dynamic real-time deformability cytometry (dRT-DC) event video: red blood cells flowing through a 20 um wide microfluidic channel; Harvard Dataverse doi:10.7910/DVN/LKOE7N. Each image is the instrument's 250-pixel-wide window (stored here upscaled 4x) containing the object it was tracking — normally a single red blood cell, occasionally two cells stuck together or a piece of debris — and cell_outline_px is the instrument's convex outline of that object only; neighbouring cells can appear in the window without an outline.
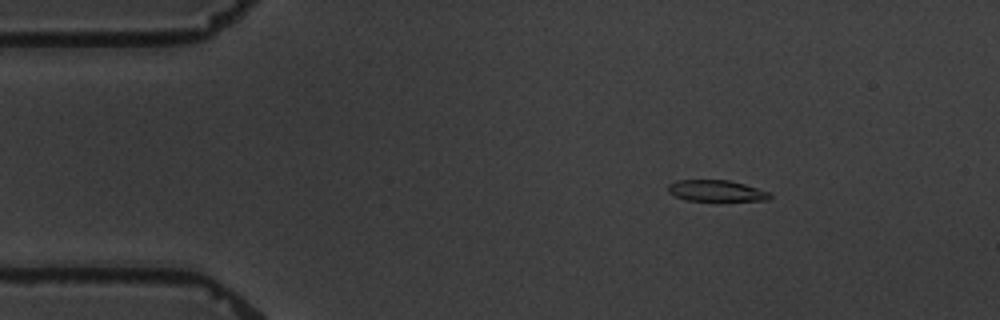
{"species": "common noctule bat (a hibernating species)", "species_latin": "Nyctalus noctula", "temperature_condition": "warm", "stored_images_in_passage": 5, "camera_frame_rate_fps": 3000, "um_per_image_px": 0.085, "animal": {"sex": "male", "body_mass_g": 19.5, "forearm_length_mm": 54.6}, "frame": {"image": 1, "passage_image": 2, "time_ms": 1.0, "image_size_px": [1000, 320], "cell_outline_px": [[772, 196], [768, 200], [684, 200], [668, 192], [668, 184], [676, 180], [728, 180], [744, 184], [768, 192]], "centroid_in_image_um": [60.84, 16.21], "position_along_channel_um": 24.2, "area_um2": 12.37}}
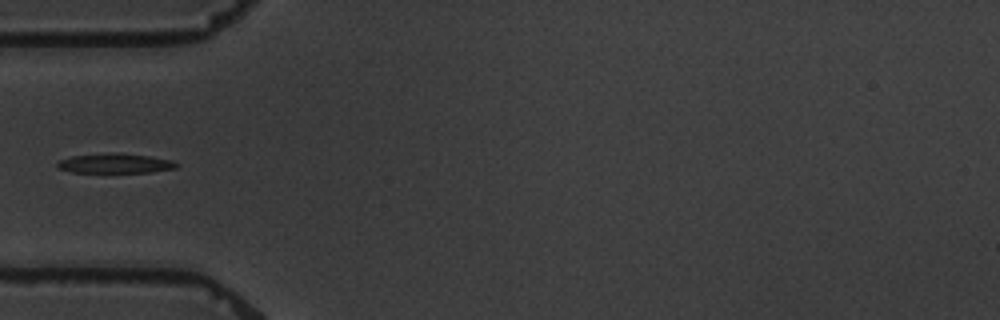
{"frame": {"image": 2, "passage_image": 5, "time_ms": 4.333, "image_size_px": [1000, 320], "cell_outline_px": [[180, 164], [176, 168], [148, 172], [72, 172], [56, 168], [56, 164], [60, 160], [72, 156], [116, 152], [148, 156], [172, 160]], "centroid_in_image_um": [9.78, 13.88], "position_along_channel_um": 75.2, "area_um2": 13.58}}